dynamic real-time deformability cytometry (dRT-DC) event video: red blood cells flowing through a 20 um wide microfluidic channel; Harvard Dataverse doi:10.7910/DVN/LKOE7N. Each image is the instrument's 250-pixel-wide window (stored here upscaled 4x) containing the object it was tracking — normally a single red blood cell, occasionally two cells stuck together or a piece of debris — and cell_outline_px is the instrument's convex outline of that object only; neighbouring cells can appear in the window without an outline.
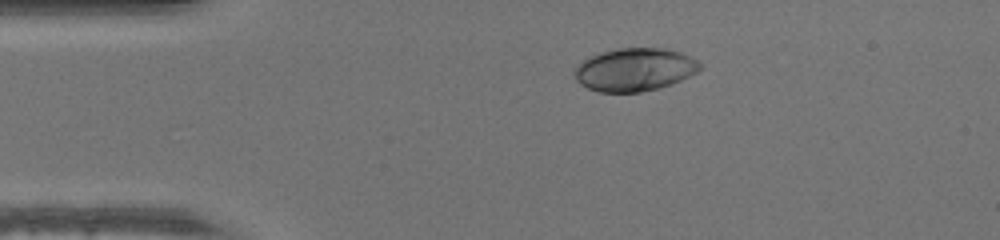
{"species": "human", "species_latin": "Homo sapiens", "temperature_condition": "warm", "stored_images_in_passage": 40, "camera_frame_rate_fps": 3000, "um_per_image_px": 0.085, "donor": {"sex": "male"}, "frame": {"image": 1, "passage_image": 1, "time_ms": 0.0, "image_size_px": [1000, 240], "cell_outline_px": [[704, 68], [672, 84], [660, 88], [640, 92], [600, 92], [588, 88], [580, 84], [576, 80], [572, 72], [584, 60], [592, 56], [604, 52], [620, 48], [664, 48], [680, 52], [704, 64]], "centroid_in_image_um": [53.97, 5.93], "position_along_channel_um": 31.0, "area_um2": 31.33}}
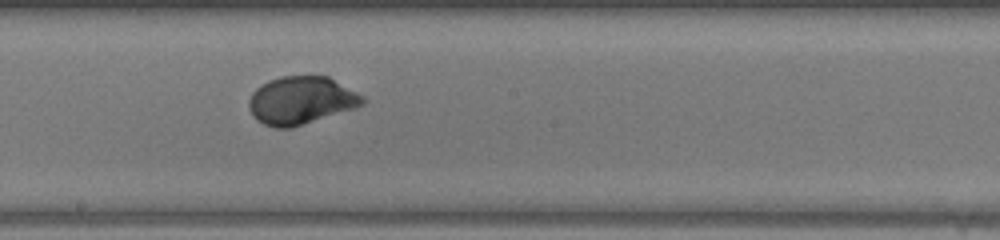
{"frame": {"image": 2, "passage_image": 18, "time_ms": 5.667, "image_size_px": [1000, 240], "cell_outline_px": [[368, 100], [364, 104], [356, 108], [292, 128], [276, 128], [264, 124], [256, 120], [252, 116], [248, 108], [248, 100], [252, 92], [260, 84], [268, 80], [280, 76], [328, 76], [364, 96]], "centroid_in_image_um": [25.58, 8.54], "position_along_channel_um": 222.6, "area_um2": 32.14}}
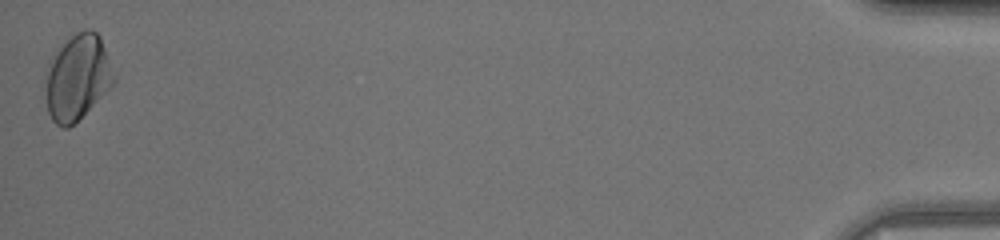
{"frame": {"image": 3, "passage_image": 40, "time_ms": 13.0, "image_size_px": [1000, 240], "cell_outline_px": [[116, 80], [112, 88], [68, 128], [64, 128], [56, 124], [52, 120], [48, 112], [44, 68], [48, 60], [76, 32], [84, 28], [88, 28], [96, 32], [100, 36]], "centroid_in_image_um": [6.57, 6.58], "position_along_channel_um": 428.6, "area_um2": 34.1}}